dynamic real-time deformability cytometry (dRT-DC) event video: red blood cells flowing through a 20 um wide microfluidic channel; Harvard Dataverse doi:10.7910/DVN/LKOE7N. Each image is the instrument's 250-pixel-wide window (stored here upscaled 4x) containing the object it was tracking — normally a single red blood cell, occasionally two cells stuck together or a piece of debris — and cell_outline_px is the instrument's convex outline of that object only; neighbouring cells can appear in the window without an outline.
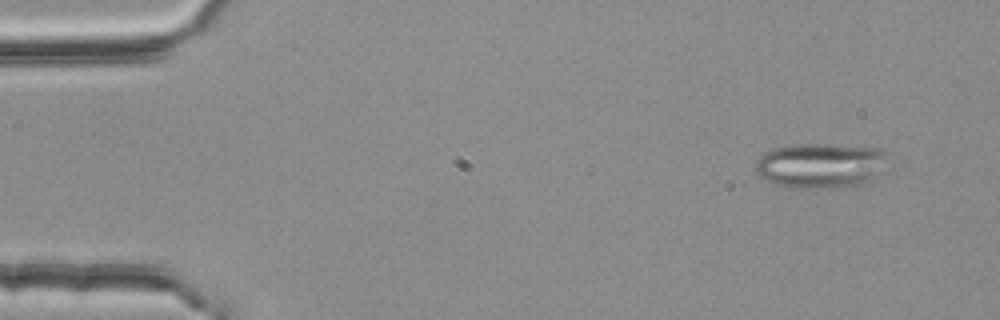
{"species": "common noctule bat (a hibernating species)", "species_latin": "Nyctalus noctula", "temperature_condition": "room temperature", "stored_images_in_passage": 4, "camera_frame_rate_fps": 3000, "um_per_image_px": 0.085, "animal": {"sex": "female", "body_mass_g": 25.1}, "frame": {"image": 1, "passage_image": 2, "time_ms": 0.333, "image_size_px": [1000, 320], "cell_outline_px": [[884, 152], [868, 180], [864, 184], [840, 188], [788, 188], [772, 184], [760, 176], [756, 172], [756, 160], [764, 152], [772, 148], [792, 144], [832, 144], [880, 148]], "centroid_in_image_um": [69.54, 14.07], "position_along_channel_um": 15.5, "area_um2": 34.1}}